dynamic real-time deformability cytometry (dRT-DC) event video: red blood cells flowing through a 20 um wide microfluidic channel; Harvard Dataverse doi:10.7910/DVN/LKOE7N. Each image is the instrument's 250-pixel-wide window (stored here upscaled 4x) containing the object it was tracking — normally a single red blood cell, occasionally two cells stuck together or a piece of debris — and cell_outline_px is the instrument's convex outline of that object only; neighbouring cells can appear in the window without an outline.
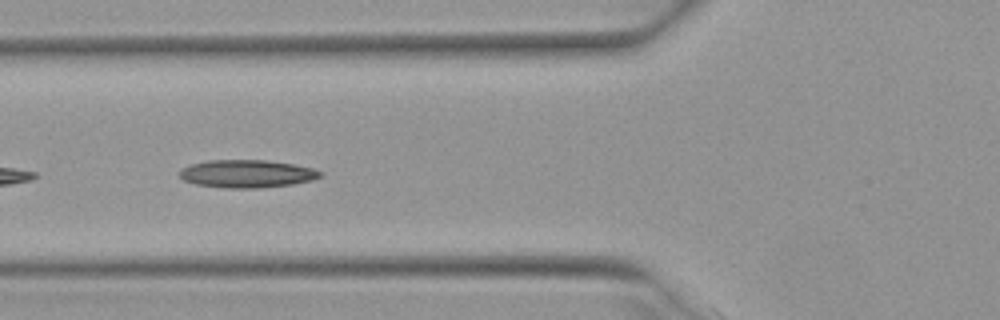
{"species": "Egyptian fruit bat (a non-hibernating species)", "species_latin": "Rousettus aegyptiacus", "temperature_condition": "warm", "stored_images_in_passage": 7, "camera_frame_rate_fps": 3000, "um_per_image_px": 0.085, "animal": {"sex": "female"}, "frame": {"image": 1, "passage_image": 4, "time_ms": 1.0, "image_size_px": [1000, 320], "cell_outline_px": [[324, 172], [320, 176], [312, 180], [292, 184], [256, 188], [224, 188], [196, 184], [184, 180], [180, 176], [180, 168], [192, 164], [208, 160], [264, 160], [292, 164], [312, 168]], "centroid_in_image_um": [20.97, 14.77], "position_along_channel_um": 104.8, "area_um2": 22.66}}